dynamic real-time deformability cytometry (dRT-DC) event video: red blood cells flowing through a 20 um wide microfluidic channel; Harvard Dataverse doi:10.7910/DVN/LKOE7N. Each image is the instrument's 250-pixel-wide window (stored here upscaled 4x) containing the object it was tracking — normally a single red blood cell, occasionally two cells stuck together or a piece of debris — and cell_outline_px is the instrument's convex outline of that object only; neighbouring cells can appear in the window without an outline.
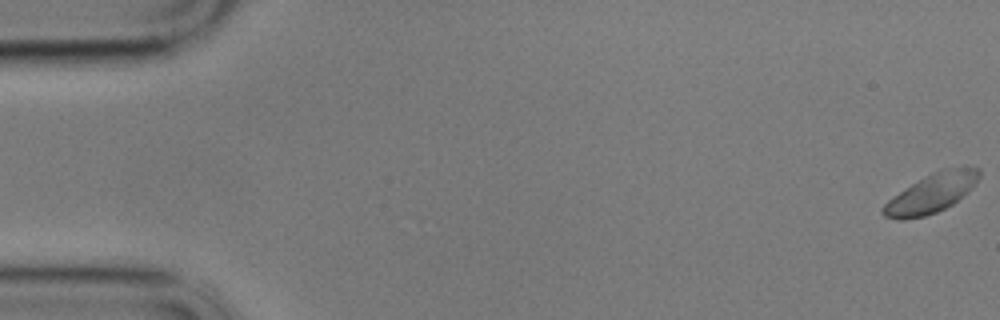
{"species": "common noctule bat (a hibernating species)", "species_latin": "Nyctalus noctula", "temperature_condition": "cold", "stored_images_in_passage": 60, "camera_frame_rate_fps": 3000, "um_per_image_px": 0.085, "animal": {"sex": "male", "body_mass_g": 17.9}, "frame": {"image": 1, "passage_image": 1, "time_ms": 0.0, "image_size_px": [1000, 320], "cell_outline_px": [[980, 176], [972, 188], [968, 192], [952, 204], [936, 212], [924, 216], [904, 220], [900, 220], [884, 216], [880, 212], [880, 208], [888, 200], [924, 176], [932, 172], [944, 168], [980, 168]], "centroid_in_image_um": [79.15, 16.44], "position_along_channel_um": 5.8, "area_um2": 21.56}}
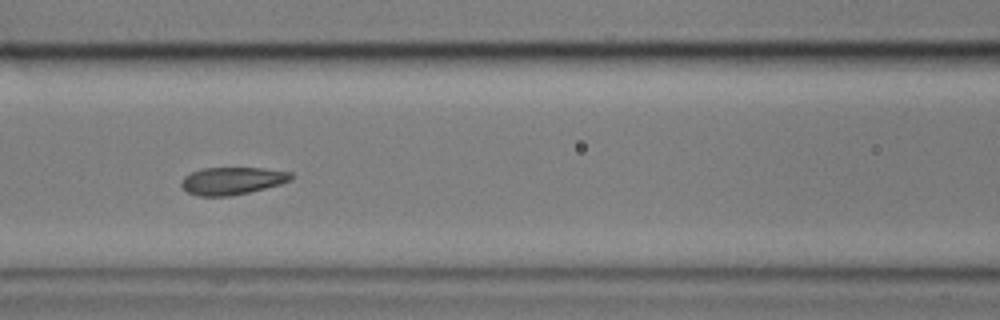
{"frame": {"image": 2, "passage_image": 25, "time_ms": 8.0, "image_size_px": [1000, 320], "cell_outline_px": [[296, 176], [292, 180], [280, 184], [232, 196], [200, 196], [188, 192], [180, 184], [184, 176], [192, 172], [204, 168], [264, 168], [292, 172]], "centroid_in_image_um": [19.78, 15.36], "position_along_channel_um": 146.8, "area_um2": 17.57}}
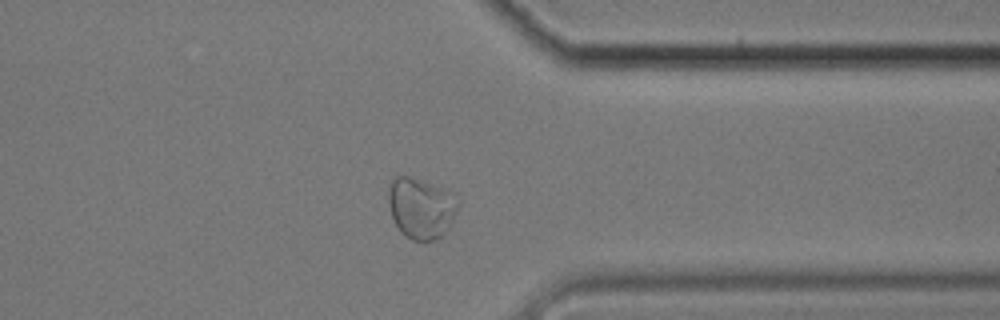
{"frame": {"image": 3, "passage_image": 46, "time_ms": 15.0, "image_size_px": [1000, 320], "cell_outline_px": [[460, 204], [448, 228], [436, 240], [412, 240], [404, 236], [400, 232], [392, 216], [388, 204], [388, 184], [392, 176], [408, 176], [452, 192]], "centroid_in_image_um": [35.75, 17.68], "position_along_channel_um": 375.6, "area_um2": 24.68}, "authors_computed_cell_mechanics": {"area_um2": 20.1722, "velocity_mm_per_s": 3.3519, "shape_relaxation_time_tau1_ms": 8.3738, "shape_relaxation_time_tau2_ms": null, "deformation_change_tau1": 0.2409, "deformation_change_tau2": null}}